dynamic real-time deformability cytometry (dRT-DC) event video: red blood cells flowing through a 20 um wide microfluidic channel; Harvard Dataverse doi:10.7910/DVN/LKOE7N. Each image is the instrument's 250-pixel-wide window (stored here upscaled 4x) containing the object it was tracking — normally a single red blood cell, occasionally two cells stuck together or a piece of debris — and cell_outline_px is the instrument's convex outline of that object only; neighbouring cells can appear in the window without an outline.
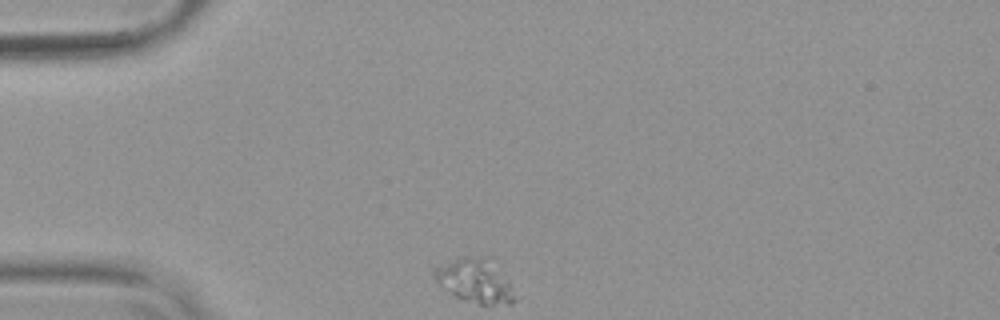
{"species": "common noctule bat (a hibernating species)", "species_latin": "Nyctalus noctula", "temperature_condition": "warm", "stored_images_in_passage": 42, "camera_frame_rate_fps": 3000, "um_per_image_px": 0.085, "animal": {"sex": "female", "body_mass_g": 19.9}, "frame": {"image": 1, "passage_image": 1, "time_ms": 0.0, "image_size_px": [1000, 320], "cell_outline_px": [[516, 300], [512, 304], [480, 304], [464, 300], [456, 296], [444, 288], [432, 276], [432, 268], [460, 256], [492, 256], [508, 284]], "centroid_in_image_um": [40.34, 23.81], "position_along_channel_um": 44.7, "area_um2": 20.63}}
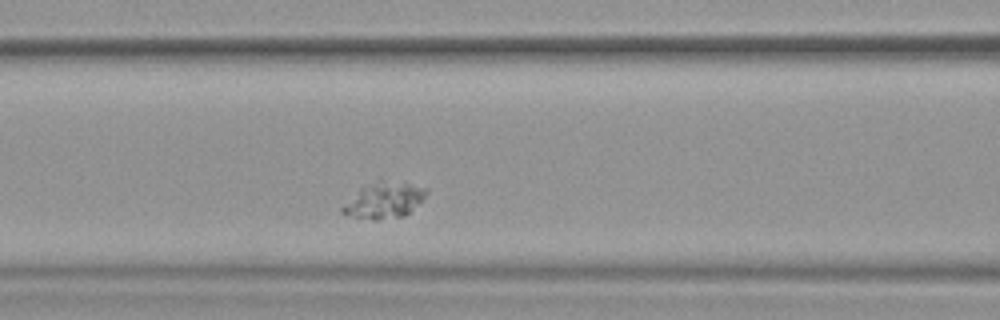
{"frame": {"image": 2, "passage_image": 11, "time_ms": 3.333, "image_size_px": [1000, 320], "cell_outline_px": [[428, 192], [404, 216], [376, 220], [372, 220], [340, 212], [340, 208], [360, 188], [380, 176], [404, 180], [428, 188]], "centroid_in_image_um": [32.67, 16.92], "position_along_channel_um": 133.9, "area_um2": 18.09}}
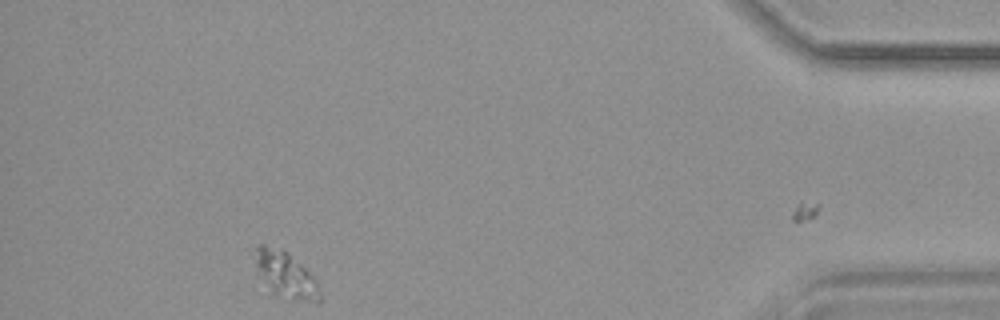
{"frame": {"image": 3, "passage_image": 39, "time_ms": 12.667, "image_size_px": [1000, 320], "cell_outline_px": [[320, 300], [316, 304], [288, 300], [272, 296], [256, 272], [256, 248], [260, 244], [264, 244], [288, 252], [316, 280], [320, 296]], "centroid_in_image_um": [24.26, 23.45], "position_along_channel_um": 410.9, "area_um2": 17.8}}